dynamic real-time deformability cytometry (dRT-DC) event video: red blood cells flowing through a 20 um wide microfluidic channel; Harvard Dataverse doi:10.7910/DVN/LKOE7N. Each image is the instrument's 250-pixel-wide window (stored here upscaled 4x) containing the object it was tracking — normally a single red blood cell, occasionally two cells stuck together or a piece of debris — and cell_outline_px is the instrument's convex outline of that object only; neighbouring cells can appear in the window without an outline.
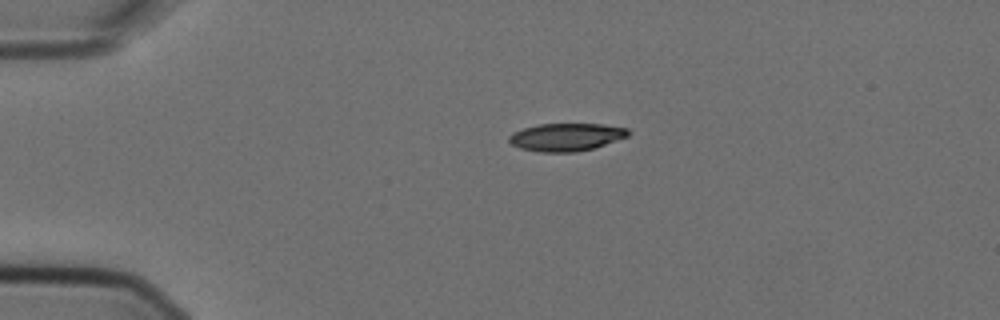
{"species": "Egyptian fruit bat (a non-hibernating species)", "species_latin": "Rousettus aegyptiacus", "temperature_condition": "cold", "stored_images_in_passage": 2, "camera_frame_rate_fps": 3000, "um_per_image_px": 0.085, "animal": {"sex": "female"}, "frame": {"image": 1, "passage_image": 1, "time_ms": 0.0, "image_size_px": [1000, 320], "cell_outline_px": [[628, 136], [592, 148], [576, 152], [540, 152], [520, 148], [512, 144], [508, 140], [508, 136], [512, 132], [524, 128], [540, 124], [604, 124], [628, 128]], "centroid_in_image_um": [48.09, 11.64], "position_along_channel_um": 36.9, "area_um2": 19.13}}